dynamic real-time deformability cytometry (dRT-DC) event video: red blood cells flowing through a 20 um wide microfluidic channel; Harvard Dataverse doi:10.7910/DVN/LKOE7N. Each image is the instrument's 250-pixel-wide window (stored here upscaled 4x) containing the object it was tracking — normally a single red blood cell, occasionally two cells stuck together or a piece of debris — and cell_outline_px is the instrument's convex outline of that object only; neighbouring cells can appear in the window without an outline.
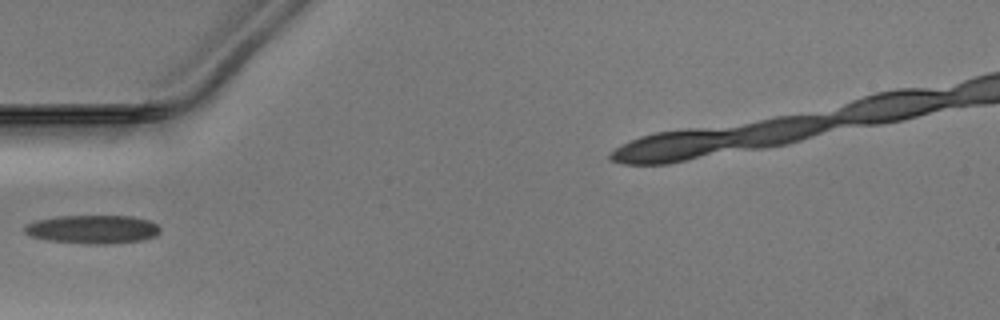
{"species": "Egyptian fruit bat (a non-hibernating species)", "species_latin": "Rousettus aegyptiacus", "temperature_condition": "warm", "stored_images_in_passage": 19, "camera_frame_rate_fps": 3000, "um_per_image_px": 0.085, "animal": {"sex": "male"}, "frame": {"image": 1, "passage_image": 1, "time_ms": 0.0, "image_size_px": [1000, 320], "cell_outline_px": [[160, 232], [156, 236], [144, 240], [104, 244], [88, 244], [48, 240], [32, 236], [24, 232], [24, 224], [36, 220], [60, 216], [132, 216], [148, 220], [156, 224], [160, 228]], "centroid_in_image_um": [7.88, 19.49], "position_along_channel_um": 77.1, "area_um2": 22.54}}